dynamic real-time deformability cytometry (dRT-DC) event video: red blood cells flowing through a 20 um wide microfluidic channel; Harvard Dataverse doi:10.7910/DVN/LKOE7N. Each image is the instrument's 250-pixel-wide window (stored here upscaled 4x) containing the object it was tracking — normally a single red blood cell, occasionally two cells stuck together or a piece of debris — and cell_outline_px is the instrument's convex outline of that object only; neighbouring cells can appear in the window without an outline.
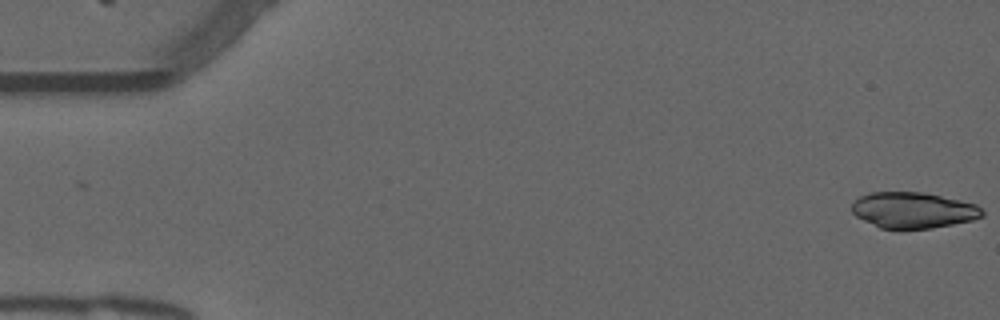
{"species": "common noctule bat (a hibernating species)", "species_latin": "Nyctalus noctula", "temperature_condition": "warm", "stored_images_in_passage": 53, "camera_frame_rate_fps": 3000, "um_per_image_px": 0.085, "animal": {"sex": "male", "forearm_length_mm": 52.5}, "frame": {"image": 1, "passage_image": 1, "time_ms": 0.0, "image_size_px": [1000, 320], "cell_outline_px": [[984, 216], [972, 220], [932, 228], [880, 228], [856, 216], [852, 212], [852, 200], [868, 192], [924, 192], [960, 200], [976, 204], [984, 212]], "centroid_in_image_um": [77.6, 17.85], "position_along_channel_um": 7.4, "area_um2": 27.28}}